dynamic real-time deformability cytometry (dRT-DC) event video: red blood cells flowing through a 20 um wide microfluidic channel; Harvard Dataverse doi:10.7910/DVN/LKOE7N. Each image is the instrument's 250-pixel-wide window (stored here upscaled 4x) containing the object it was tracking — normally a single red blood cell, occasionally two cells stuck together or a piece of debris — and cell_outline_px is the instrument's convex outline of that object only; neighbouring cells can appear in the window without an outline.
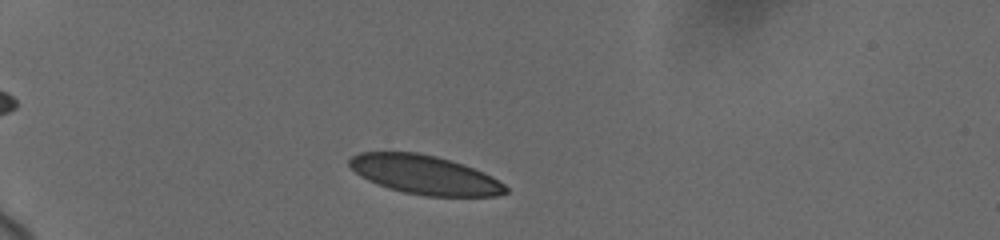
{"species": "human", "species_latin": "Homo sapiens", "temperature_condition": "cold", "stored_images_in_passage": 9, "camera_frame_rate_fps": 3000, "um_per_image_px": 0.085, "donor": {"sex": "female"}, "frame": {"image": 1, "passage_image": 3, "time_ms": 1.0, "image_size_px": [1000, 240], "cell_outline_px": [[508, 192], [496, 196], [424, 196], [404, 192], [388, 188], [376, 184], [360, 176], [348, 164], [348, 160], [352, 156], [360, 152], [416, 152], [436, 156], [464, 164], [484, 172], [492, 176], [504, 184], [508, 188]], "centroid_in_image_um": [36.11, 14.86], "position_along_channel_um": 48.9, "area_um2": 35.55}}
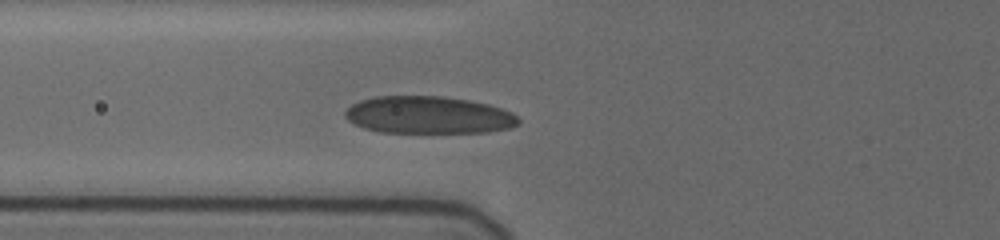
{"frame": {"image": 2, "passage_image": 7, "time_ms": 3.333, "image_size_px": [1000, 240], "cell_outline_px": [[520, 124], [512, 128], [488, 132], [380, 132], [364, 128], [348, 120], [344, 116], [344, 112], [352, 104], [360, 100], [376, 96], [444, 96], [468, 100], [488, 104], [512, 112], [520, 120]], "centroid_in_image_um": [36.44, 9.77], "position_along_channel_um": 89.4, "area_um2": 37.8}}
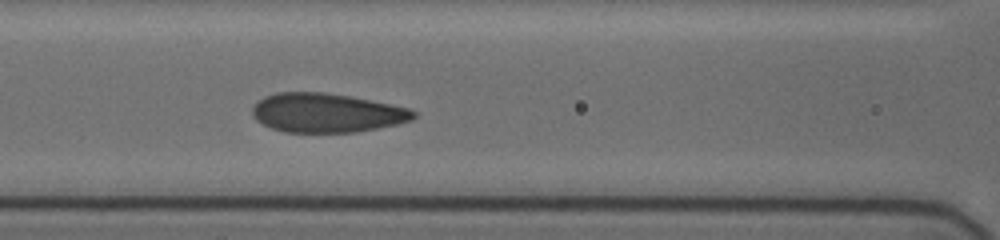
{"frame": {"image": 3, "passage_image": 9, "time_ms": 4.667, "image_size_px": [1000, 240], "cell_outline_px": [[416, 116], [412, 120], [396, 124], [356, 132], [284, 132], [272, 128], [256, 120], [252, 116], [252, 108], [256, 100], [264, 96], [276, 92], [324, 92], [348, 96], [408, 108], [416, 112]], "centroid_in_image_um": [27.7, 9.59], "position_along_channel_um": 138.9, "area_um2": 36.59}}